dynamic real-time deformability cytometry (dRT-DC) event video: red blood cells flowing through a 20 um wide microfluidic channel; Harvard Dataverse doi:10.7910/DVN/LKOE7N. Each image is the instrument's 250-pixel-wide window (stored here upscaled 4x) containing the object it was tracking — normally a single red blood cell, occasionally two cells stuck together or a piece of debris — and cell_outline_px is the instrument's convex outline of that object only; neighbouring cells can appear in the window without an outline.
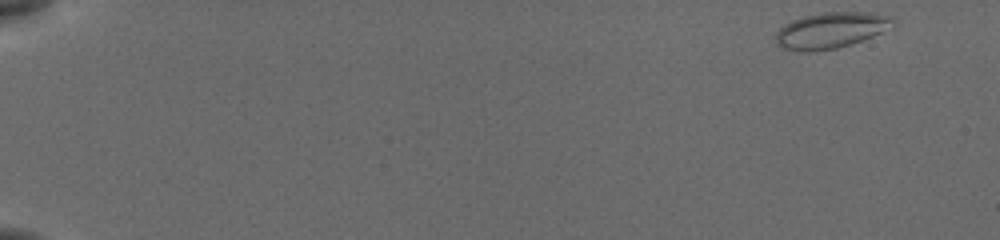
{"species": "common noctule bat (a hibernating species)", "species_latin": "Nyctalus noctula", "temperature_condition": "cold", "stored_images_in_passage": 52, "camera_frame_rate_fps": 3000, "um_per_image_px": 0.085, "animal": {"sex": "female", "body_mass_g": 19.5, "forearm_length_mm": 54.1}, "frame": {"image": 1, "passage_image": 1, "time_ms": 0.0, "image_size_px": [1000, 240], "cell_outline_px": [[896, 20], [892, 28], [852, 44], [836, 48], [812, 52], [796, 52], [784, 48], [776, 44], [776, 32], [784, 24], [792, 20], [804, 16], [824, 12], [868, 12], [892, 16]], "centroid_in_image_um": [70.64, 2.58], "position_along_channel_um": 14.4, "area_um2": 24.85}}
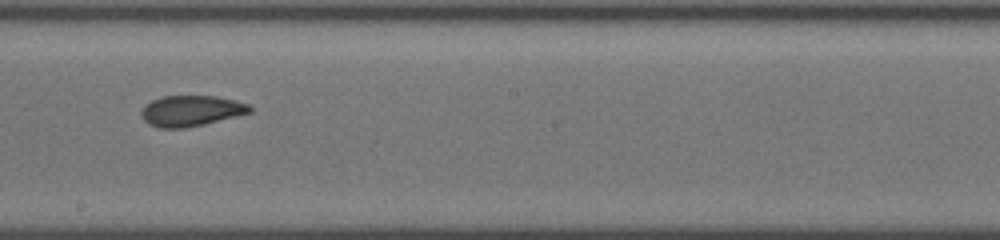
{"frame": {"image": 2, "passage_image": 31, "time_ms": 10.0, "image_size_px": [1000, 240], "cell_outline_px": [[252, 112], [204, 124], [184, 128], [156, 128], [148, 124], [144, 120], [140, 112], [152, 100], [164, 96], [216, 96], [248, 104], [252, 108]], "centroid_in_image_um": [16.23, 9.43], "position_along_channel_um": 232.0, "area_um2": 19.25}}
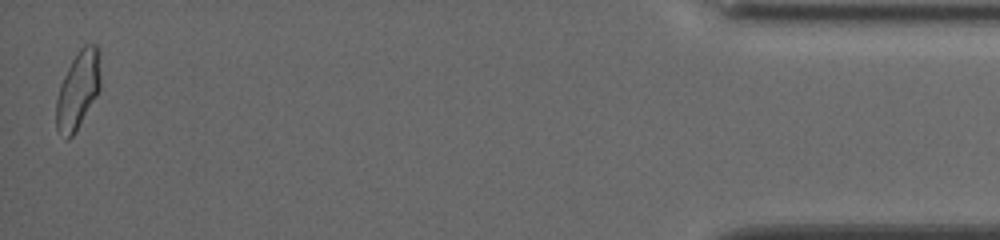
{"frame": {"image": 3, "passage_image": 52, "time_ms": 17.0, "image_size_px": [1000, 240], "cell_outline_px": [[100, 88], [96, 96], [72, 136], [68, 140], [56, 128], [56, 100], [60, 84], [72, 60], [80, 48], [84, 44], [96, 44], [100, 48]], "centroid_in_image_um": [6.64, 7.59], "position_along_channel_um": 428.6, "area_um2": 19.88}, "authors_computed_cell_mechanics": {"area_um2": 19.8254, "velocity_mm_per_s": 3.8617, "shape_relaxation_time_tau1_ms": 4.0618, "shape_relaxation_time_tau2_ms": 1.5815, "deformation_change_tau1": 0.0958, "deformation_change_tau2": 0.0528}}